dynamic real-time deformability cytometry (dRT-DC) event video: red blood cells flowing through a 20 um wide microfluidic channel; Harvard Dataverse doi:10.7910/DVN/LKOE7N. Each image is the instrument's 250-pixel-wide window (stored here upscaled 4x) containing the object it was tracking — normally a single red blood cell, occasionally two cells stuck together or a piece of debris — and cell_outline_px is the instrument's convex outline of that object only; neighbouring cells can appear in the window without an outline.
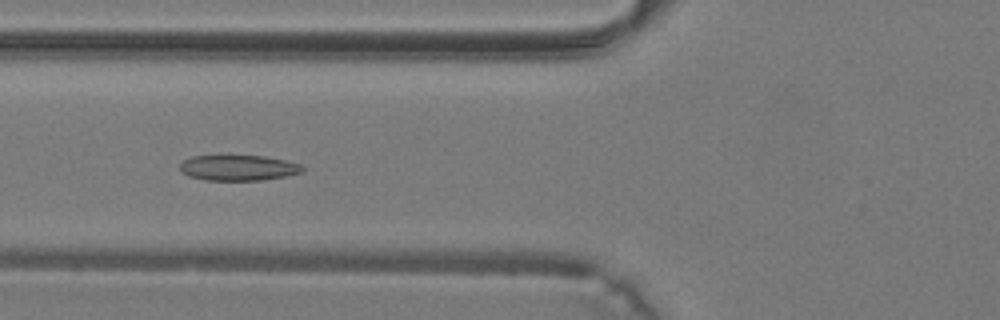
{"species": "common noctule bat (a hibernating species)", "species_latin": "Nyctalus noctula", "temperature_condition": "warm", "stored_images_in_passage": 28, "camera_frame_rate_fps": 3000, "um_per_image_px": 0.085, "animal": {"sex": "male", "body_mass_g": 19.2, "forearm_length_mm": 51.8}, "frame": {"image": 1, "passage_image": 4, "time_ms": 1.0, "image_size_px": [1000, 320], "cell_outline_px": [[304, 172], [284, 176], [260, 180], [204, 180], [188, 176], [180, 172], [180, 164], [184, 160], [192, 156], [264, 156], [284, 160], [300, 164], [304, 168]], "centroid_in_image_um": [20.23, 14.27], "position_along_channel_um": 105.6, "area_um2": 18.15}}
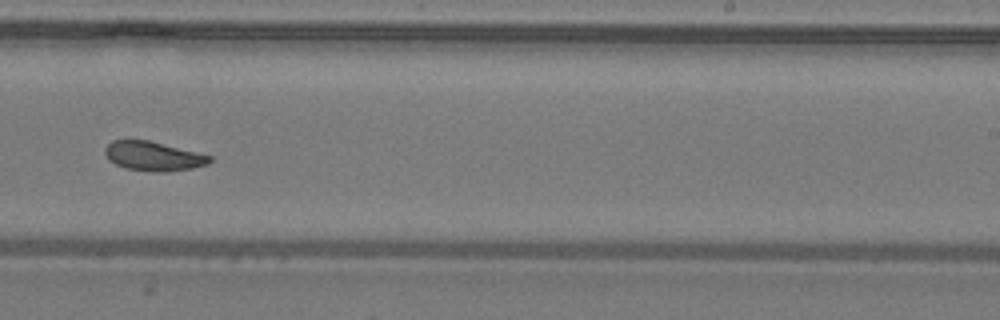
{"frame": {"image": 2, "passage_image": 14, "time_ms": 4.333, "image_size_px": [1000, 320], "cell_outline_px": [[212, 160], [208, 164], [192, 168], [168, 172], [156, 172], [124, 168], [108, 160], [104, 152], [104, 148], [112, 140], [148, 140], [212, 156]], "centroid_in_image_um": [13.01, 13.28], "position_along_channel_um": 276.0, "area_um2": 17.86}}
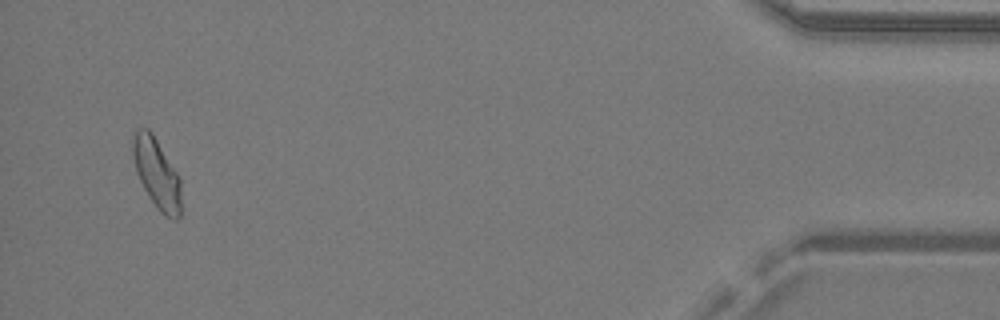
{"frame": {"image": 3, "passage_image": 27, "time_ms": 8.667, "image_size_px": [1000, 320], "cell_outline_px": [[180, 216], [176, 220], [164, 216], [156, 208], [148, 196], [136, 172], [132, 156], [132, 136], [136, 128], [148, 128], [152, 132], [176, 172], [180, 180]], "centroid_in_image_um": [13.29, 14.73], "position_along_channel_um": 421.9, "area_um2": 19.71}}